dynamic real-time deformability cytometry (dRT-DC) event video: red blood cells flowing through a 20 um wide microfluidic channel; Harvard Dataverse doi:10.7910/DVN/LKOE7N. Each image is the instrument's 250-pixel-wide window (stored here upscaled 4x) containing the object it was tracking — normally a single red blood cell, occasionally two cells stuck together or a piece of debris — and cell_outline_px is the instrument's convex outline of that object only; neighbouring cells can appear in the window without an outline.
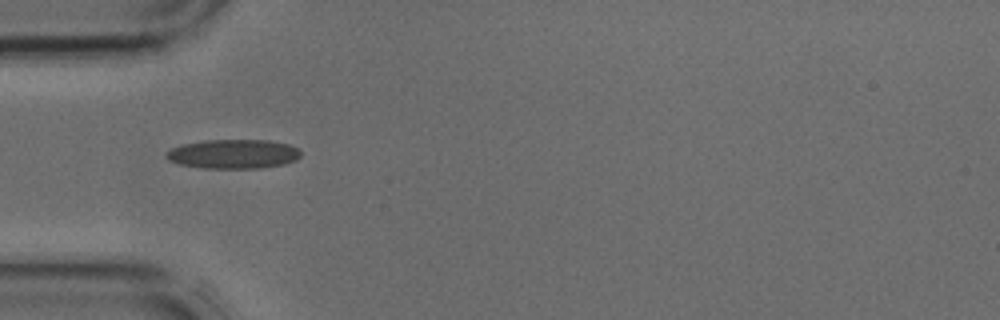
{"species": "common noctule bat (a hibernating species)", "species_latin": "Nyctalus noctula", "temperature_condition": "cold", "stored_images_in_passage": 13, "camera_frame_rate_fps": 3000, "um_per_image_px": 0.085, "animal": {"sex": "male", "body_mass_g": 17.9, "forearm_length_mm": 54.2}, "frame": {"image": 1, "passage_image": 1, "time_ms": 0.0, "image_size_px": [1000, 320], "cell_outline_px": [[300, 156], [296, 160], [284, 164], [260, 168], [204, 168], [180, 164], [168, 160], [164, 156], [172, 148], [180, 144], [204, 140], [268, 140], [288, 144], [296, 148], [300, 152]], "centroid_in_image_um": [19.81, 13.08], "position_along_channel_um": 65.2, "area_um2": 22.89}}